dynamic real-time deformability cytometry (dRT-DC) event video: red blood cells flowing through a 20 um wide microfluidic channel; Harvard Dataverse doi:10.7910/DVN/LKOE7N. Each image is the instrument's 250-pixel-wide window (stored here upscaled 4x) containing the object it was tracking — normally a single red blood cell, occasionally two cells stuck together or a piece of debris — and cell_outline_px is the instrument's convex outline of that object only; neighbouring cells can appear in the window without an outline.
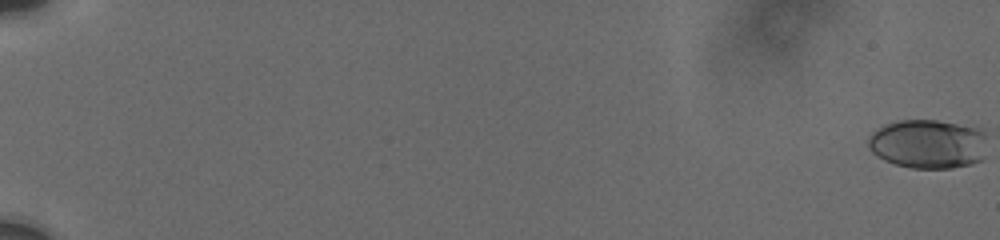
{"species": "human", "species_latin": "Homo sapiens", "temperature_condition": "cold", "stored_images_in_passage": 38, "camera_frame_rate_fps": 3000, "um_per_image_px": 0.085, "donor": {"sex": "male"}, "frame": {"image": 1, "passage_image": 1, "time_ms": 0.0, "image_size_px": [1000, 240], "cell_outline_px": [[984, 136], [980, 160], [968, 164], [952, 168], [912, 168], [896, 164], [884, 160], [872, 152], [868, 148], [868, 140], [872, 132], [884, 124], [900, 120], [936, 120], [976, 128], [984, 132]], "centroid_in_image_um": [78.79, 12.23], "position_along_channel_um": 6.2, "area_um2": 33.47}}
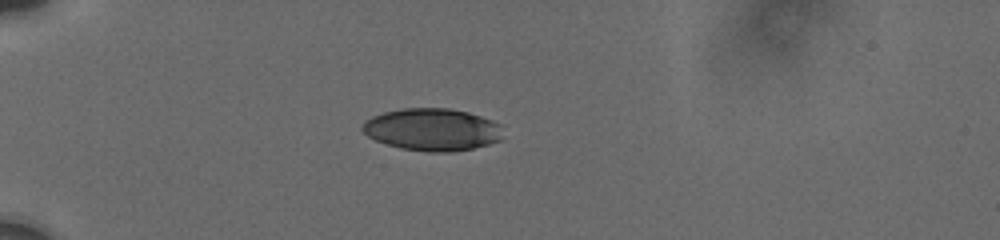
{"frame": {"image": 2, "passage_image": 26, "time_ms": 6.333, "image_size_px": [1000, 240], "cell_outline_px": [[500, 140], [488, 144], [472, 148], [452, 152], [428, 152], [400, 148], [376, 140], [368, 136], [360, 128], [364, 120], [372, 116], [384, 112], [404, 108], [448, 108], [468, 112], [492, 120], [500, 124]], "centroid_in_image_um": [36.71, 11.01], "position_along_channel_um": 48.3, "area_um2": 34.56}}
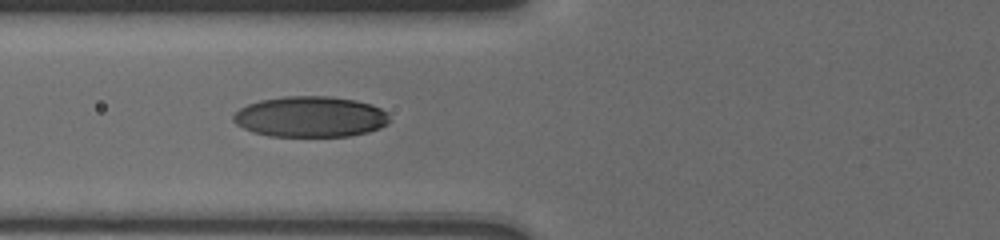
{"frame": {"image": 3, "passage_image": 37, "time_ms": 8.667, "image_size_px": [1000, 240], "cell_outline_px": [[388, 124], [380, 128], [368, 132], [352, 136], [268, 136], [252, 132], [236, 124], [232, 120], [232, 116], [240, 108], [248, 104], [260, 100], [284, 96], [332, 96], [356, 100], [372, 104], [388, 112]], "centroid_in_image_um": [26.39, 9.92], "position_along_channel_um": 99.4, "area_um2": 37.4}}